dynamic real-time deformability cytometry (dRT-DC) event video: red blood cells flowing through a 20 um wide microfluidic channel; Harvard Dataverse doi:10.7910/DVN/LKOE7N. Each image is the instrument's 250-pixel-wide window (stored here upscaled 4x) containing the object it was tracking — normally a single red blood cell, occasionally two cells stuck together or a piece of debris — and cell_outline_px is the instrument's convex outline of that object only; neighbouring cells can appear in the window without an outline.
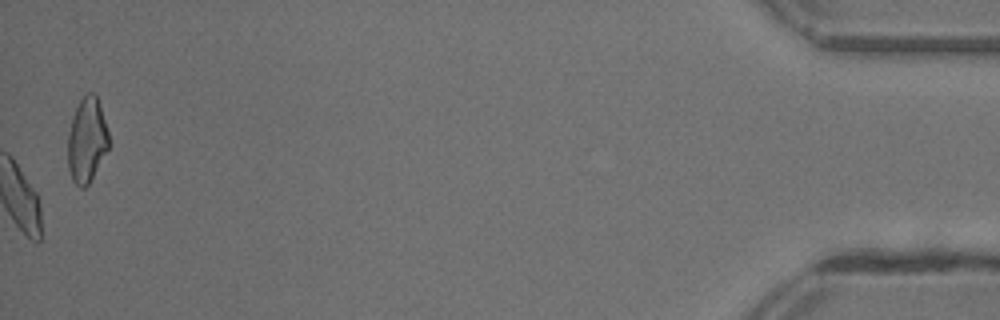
{"species": "common noctule bat (a hibernating species)", "species_latin": "Nyctalus noctula", "temperature_condition": "warm", "stored_images_in_passage": 47, "camera_frame_rate_fps": 3000, "um_per_image_px": 0.085, "animal": {"sex": "female"}, "frame": {"image": 1, "passage_image": 47, "time_ms": 15.333, "image_size_px": [1000, 320], "cell_outline_px": [[108, 148], [88, 184], [84, 188], [80, 188], [72, 180], [68, 168], [68, 132], [72, 116], [84, 92], [92, 92], [96, 96], [108, 132]], "centroid_in_image_um": [7.35, 11.9], "position_along_channel_um": 427.9, "area_um2": 19.94}, "authors_computed_cell_mechanics": {"area_um2": 18.496, "velocity_mm_per_s": 4.3918, "shape_relaxation_time_tau1_ms": 4.7963, "shape_relaxation_time_tau2_ms": 3.5384, "deformation_change_tau1": 0.149, "deformation_change_tau2": 0.0958}}